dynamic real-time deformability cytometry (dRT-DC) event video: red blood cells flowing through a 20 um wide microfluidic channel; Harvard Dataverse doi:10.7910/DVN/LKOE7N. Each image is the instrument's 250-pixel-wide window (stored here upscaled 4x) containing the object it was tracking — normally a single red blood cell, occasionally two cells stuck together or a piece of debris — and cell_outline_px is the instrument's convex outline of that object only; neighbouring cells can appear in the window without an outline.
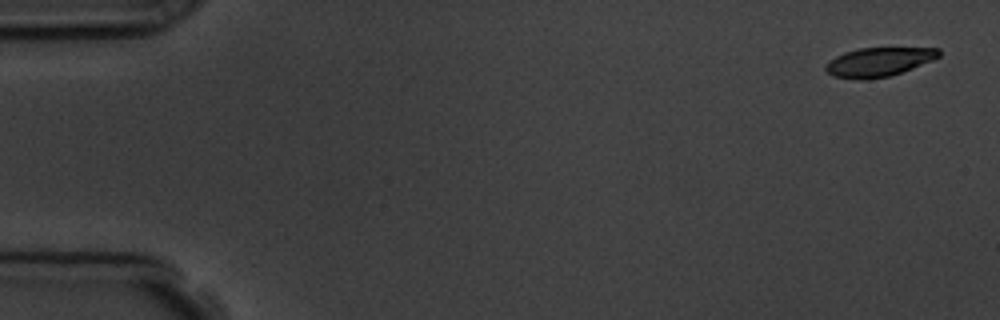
{"species": "common noctule bat (a hibernating species)", "species_latin": "Nyctalus noctula", "temperature_condition": "room temperature", "stored_images_in_passage": 4, "camera_frame_rate_fps": 3000, "um_per_image_px": 0.085, "animal": {"sex": "male", "body_mass_g": 19.5, "forearm_length_mm": 54.6}, "frame": {"image": 1, "passage_image": 1, "time_ms": 0.0, "image_size_px": [1000, 320], "cell_outline_px": [[940, 56], [932, 60], [912, 68], [888, 76], [864, 80], [860, 80], [832, 76], [824, 68], [836, 56], [844, 52], [860, 48], [940, 48]], "centroid_in_image_um": [74.69, 5.27], "position_along_channel_um": 10.3, "area_um2": 18.84}}